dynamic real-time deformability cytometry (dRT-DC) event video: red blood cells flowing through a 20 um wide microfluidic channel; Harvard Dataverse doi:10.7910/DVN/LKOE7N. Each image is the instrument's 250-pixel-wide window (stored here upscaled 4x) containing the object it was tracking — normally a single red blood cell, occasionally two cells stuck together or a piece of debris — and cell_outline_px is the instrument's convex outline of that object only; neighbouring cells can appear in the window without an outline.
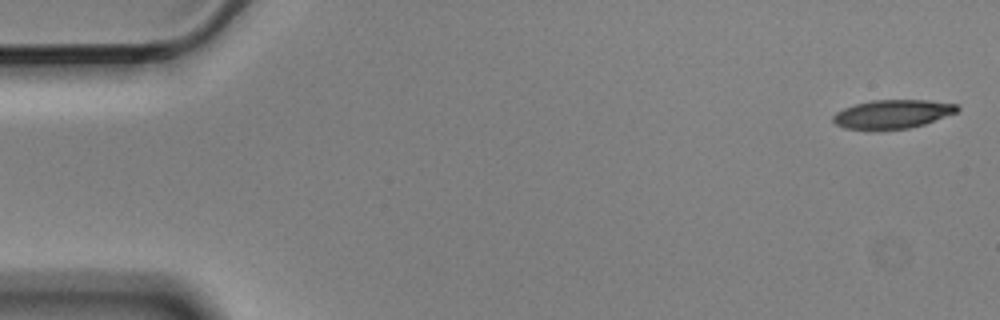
{"species": "Egyptian fruit bat (a non-hibernating species)", "species_latin": "Rousettus aegyptiacus", "temperature_condition": "cold", "stored_images_in_passage": 3, "camera_frame_rate_fps": 3000, "um_per_image_px": 0.085, "animal": {"sex": "male"}, "frame": {"image": 1, "passage_image": 1, "time_ms": 0.0, "image_size_px": [1000, 320], "cell_outline_px": [[960, 108], [956, 112], [924, 124], [908, 128], [868, 132], [844, 128], [836, 124], [832, 120], [832, 116], [836, 112], [844, 108], [856, 104], [872, 100], [928, 100], [960, 104]], "centroid_in_image_um": [75.82, 9.72], "position_along_channel_um": 9.2, "area_um2": 21.27}}